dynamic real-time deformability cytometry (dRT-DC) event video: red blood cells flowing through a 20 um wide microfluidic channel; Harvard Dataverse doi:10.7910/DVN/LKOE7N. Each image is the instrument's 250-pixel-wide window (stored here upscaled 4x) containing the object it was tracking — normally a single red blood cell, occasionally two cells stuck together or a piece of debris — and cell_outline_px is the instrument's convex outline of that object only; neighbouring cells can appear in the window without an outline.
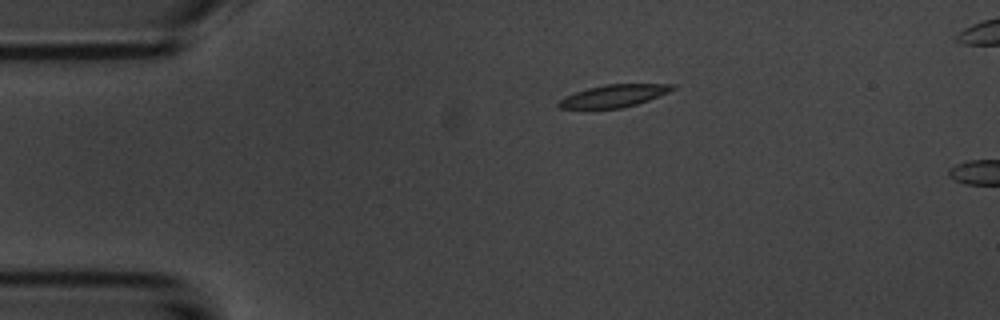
{"species": "common noctule bat (a hibernating species)", "species_latin": "Nyctalus noctula", "temperature_condition": "room temperature", "stored_images_in_passage": 3, "camera_frame_rate_fps": 3000, "um_per_image_px": 0.085, "animal": {"sex": "male", "body_mass_g": 20.1, "forearm_length_mm": 53.5}, "frame": {"image": 1, "passage_image": 2, "time_ms": 1.0, "image_size_px": [1000, 320], "cell_outline_px": [[676, 88], [668, 92], [648, 100], [636, 104], [620, 108], [560, 108], [556, 104], [560, 100], [576, 92], [588, 88], [608, 84], [676, 84]], "centroid_in_image_um": [52.21, 8.14], "position_along_channel_um": 32.8, "area_um2": 14.51}}